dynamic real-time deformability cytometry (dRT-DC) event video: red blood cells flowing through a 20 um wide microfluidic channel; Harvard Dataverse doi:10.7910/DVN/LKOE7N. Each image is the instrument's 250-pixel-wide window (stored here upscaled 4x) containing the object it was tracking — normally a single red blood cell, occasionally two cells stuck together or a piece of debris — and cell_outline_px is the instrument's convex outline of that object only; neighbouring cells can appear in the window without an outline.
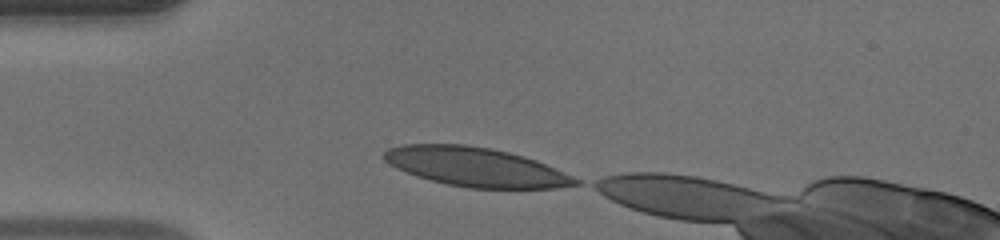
{"species": "human", "species_latin": "Homo sapiens", "temperature_condition": "warm", "stored_images_in_passage": 31, "camera_frame_rate_fps": 3000, "um_per_image_px": 0.085, "donor": {"sex": "male"}, "frame": {"image": 1, "passage_image": 1, "time_ms": 0.0, "image_size_px": [1000, 240], "cell_outline_px": [[580, 184], [556, 188], [468, 188], [448, 184], [416, 176], [396, 168], [388, 164], [384, 160], [384, 152], [388, 148], [404, 144], [464, 144], [492, 148], [524, 156], [536, 160], [572, 176], [580, 180]], "centroid_in_image_um": [40.42, 14.18], "position_along_channel_um": 44.6, "area_um2": 43.41}}
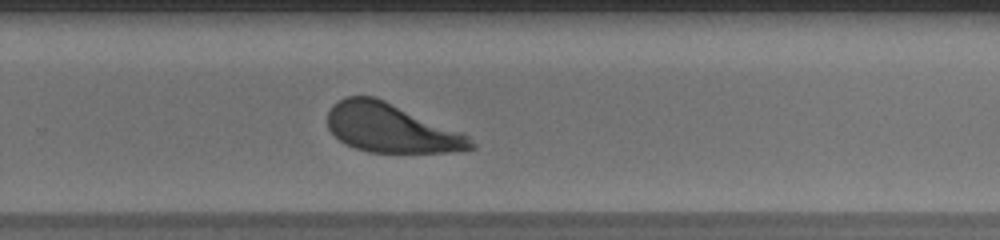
{"frame": {"image": 2, "passage_image": 21, "time_ms": 6.667, "image_size_px": [1000, 240], "cell_outline_px": [[476, 148], [452, 152], [368, 152], [344, 144], [328, 128], [328, 112], [332, 104], [344, 96], [376, 96], [464, 132], [476, 144]], "centroid_in_image_um": [33.27, 10.87], "position_along_channel_um": 296.5, "area_um2": 41.21}}
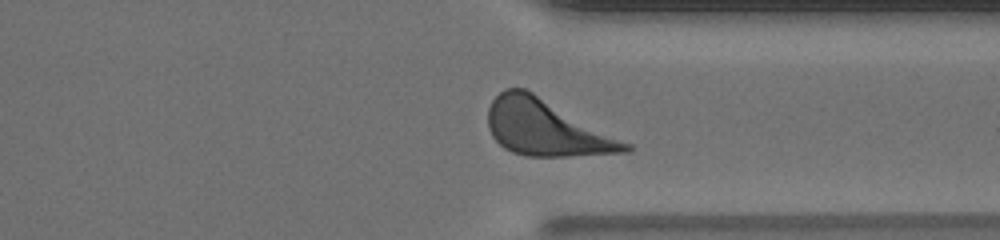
{"frame": {"image": 3, "passage_image": 26, "time_ms": 8.333, "image_size_px": [1000, 240], "cell_outline_px": [[632, 148], [628, 152], [568, 156], [524, 156], [512, 152], [504, 148], [492, 136], [488, 128], [488, 108], [492, 100], [504, 88], [524, 88], [532, 92], [632, 144]], "centroid_in_image_um": [46.41, 10.87], "position_along_channel_um": 365.0, "area_um2": 44.51}}